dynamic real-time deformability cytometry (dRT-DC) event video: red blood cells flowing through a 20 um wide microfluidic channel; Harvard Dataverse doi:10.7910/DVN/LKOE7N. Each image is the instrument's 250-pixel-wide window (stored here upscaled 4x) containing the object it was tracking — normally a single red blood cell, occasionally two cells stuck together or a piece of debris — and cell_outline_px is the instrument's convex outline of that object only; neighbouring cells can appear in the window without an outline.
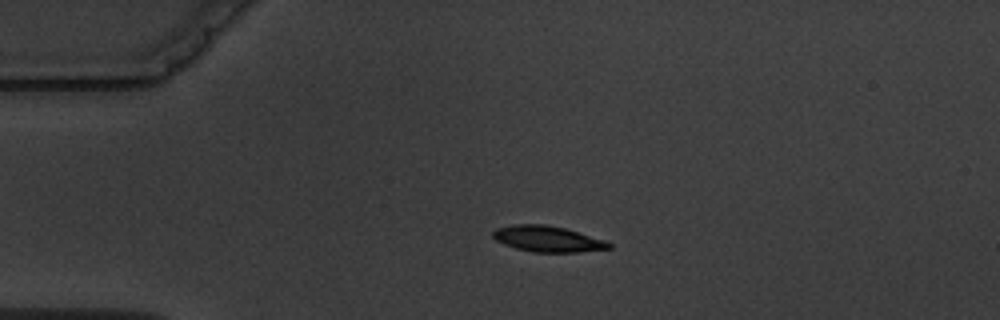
{"species": "common noctule bat (a hibernating species)", "species_latin": "Nyctalus noctula", "temperature_condition": "warm", "stored_images_in_passage": 3, "camera_frame_rate_fps": 3000, "um_per_image_px": 0.085, "animal": {"sex": "male", "body_mass_g": 19.5, "forearm_length_mm": 54.6}, "frame": {"image": 1, "passage_image": 2, "time_ms": 1.333, "image_size_px": [1000, 320], "cell_outline_px": [[612, 248], [580, 252], [532, 252], [516, 248], [504, 244], [496, 240], [492, 236], [492, 232], [496, 228], [512, 224], [544, 224], [564, 228], [604, 240], [612, 244]], "centroid_in_image_um": [46.52, 20.31], "position_along_channel_um": 38.5, "area_um2": 17.46}}